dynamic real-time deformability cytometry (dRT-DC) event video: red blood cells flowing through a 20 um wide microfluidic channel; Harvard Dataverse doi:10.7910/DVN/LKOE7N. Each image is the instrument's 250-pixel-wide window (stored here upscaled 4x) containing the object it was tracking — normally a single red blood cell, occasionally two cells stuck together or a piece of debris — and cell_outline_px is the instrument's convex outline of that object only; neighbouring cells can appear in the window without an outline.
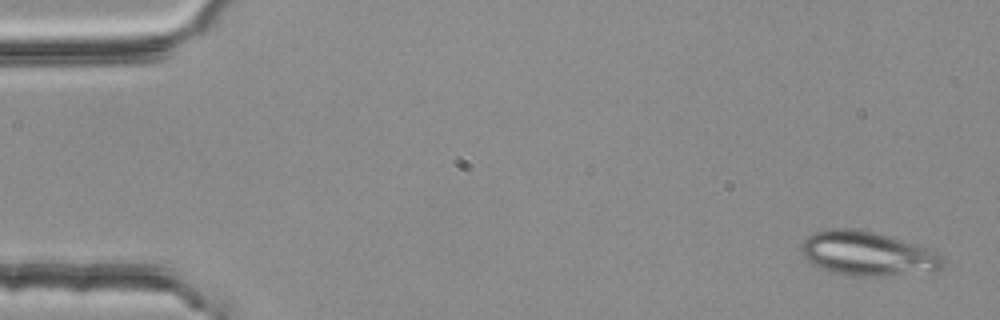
{"species": "common noctule bat (a hibernating species)", "species_latin": "Nyctalus noctula", "temperature_condition": "room temperature", "stored_images_in_passage": 4, "camera_frame_rate_fps": 3000, "um_per_image_px": 0.085, "animal": {"sex": "female", "body_mass_g": 25.1}, "frame": {"image": 1, "passage_image": 1, "time_ms": 0.0, "image_size_px": [1000, 320], "cell_outline_px": [[944, 264], [936, 272], [884, 276], [852, 276], [836, 272], [824, 268], [808, 260], [804, 256], [800, 248], [800, 244], [812, 232], [828, 228], [852, 228], [872, 232], [888, 236], [928, 248], [936, 252], [944, 260]], "centroid_in_image_um": [73.76, 21.56], "position_along_channel_um": 11.2, "area_um2": 36.36}}